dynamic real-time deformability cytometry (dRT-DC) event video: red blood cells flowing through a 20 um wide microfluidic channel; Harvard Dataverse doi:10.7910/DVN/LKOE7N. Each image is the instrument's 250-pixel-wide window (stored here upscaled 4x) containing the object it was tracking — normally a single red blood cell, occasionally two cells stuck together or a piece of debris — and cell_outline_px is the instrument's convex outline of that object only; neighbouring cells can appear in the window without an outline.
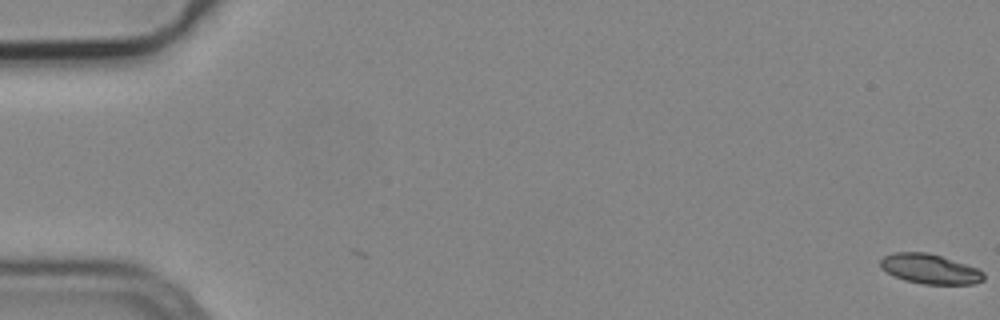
{"species": "common noctule bat (a hibernating species)", "species_latin": "Nyctalus noctula", "temperature_condition": "cold", "stored_images_in_passage": 3, "camera_frame_rate_fps": 3000, "um_per_image_px": 0.085, "animal": {"sex": "male", "body_mass_g": 19.2, "forearm_length_mm": 51.8}, "frame": {"image": 1, "passage_image": 3, "time_ms": 0.667, "image_size_px": [1000, 320], "cell_outline_px": [[984, 280], [976, 284], [924, 284], [904, 280], [880, 268], [880, 260], [884, 256], [896, 252], [928, 252], [976, 268], [984, 272]], "centroid_in_image_um": [79.04, 22.86], "position_along_channel_um": 6.0, "area_um2": 17.74}}